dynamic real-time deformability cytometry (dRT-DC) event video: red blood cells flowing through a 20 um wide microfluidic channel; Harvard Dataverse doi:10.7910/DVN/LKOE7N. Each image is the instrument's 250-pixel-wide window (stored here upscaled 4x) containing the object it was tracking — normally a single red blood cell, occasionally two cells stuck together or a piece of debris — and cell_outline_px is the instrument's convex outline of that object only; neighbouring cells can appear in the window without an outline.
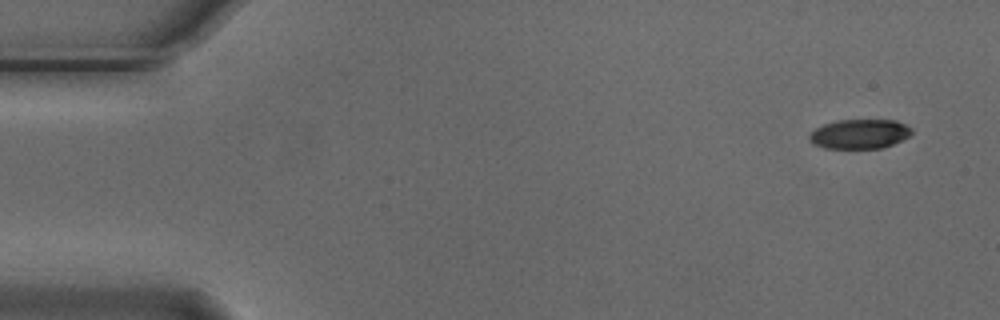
{"species": "Egyptian fruit bat (a non-hibernating species)", "species_latin": "Rousettus aegyptiacus", "temperature_condition": "cold", "stored_images_in_passage": 5, "segment_of_instrument_passage": [1, 2], "camera_frame_rate_fps": 3000, "um_per_image_px": 0.085, "animal": {"sex": "male"}, "frame": {"image": 1, "passage_image": 1, "time_ms": 0.0, "image_size_px": [1000, 320], "cell_outline_px": [[912, 132], [908, 136], [892, 144], [880, 148], [824, 148], [812, 144], [808, 140], [808, 136], [816, 128], [824, 124], [836, 120], [896, 120], [912, 128]], "centroid_in_image_um": [73.03, 11.38], "position_along_channel_um": 12.0, "area_um2": 17.51}}